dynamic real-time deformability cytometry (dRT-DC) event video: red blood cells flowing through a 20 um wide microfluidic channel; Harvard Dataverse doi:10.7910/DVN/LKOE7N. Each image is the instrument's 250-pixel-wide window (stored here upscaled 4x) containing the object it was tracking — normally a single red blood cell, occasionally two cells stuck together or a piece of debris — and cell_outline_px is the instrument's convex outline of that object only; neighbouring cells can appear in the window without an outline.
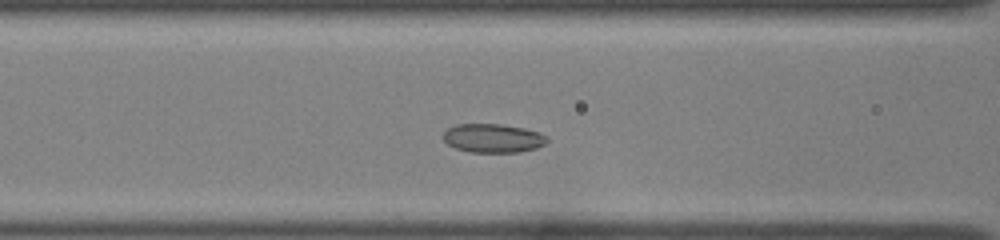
{"species": "common noctule bat (a hibernating species)", "species_latin": "Nyctalus noctula", "temperature_condition": "room temperature", "stored_images_in_passage": 39, "camera_frame_rate_fps": 3000, "um_per_image_px": 0.085, "animal": {"sex": "female", "body_mass_g": 22.0, "forearm_length_mm": 56.7}, "frame": {"image": 1, "passage_image": 11, "time_ms": 3.333, "image_size_px": [1000, 240], "cell_outline_px": [[548, 140], [544, 144], [536, 148], [520, 152], [468, 152], [456, 148], [448, 144], [444, 140], [444, 132], [448, 128], [456, 124], [504, 124], [524, 128], [540, 132], [548, 136]], "centroid_in_image_um": [41.93, 11.74], "position_along_channel_um": 124.7, "area_um2": 17.51}}
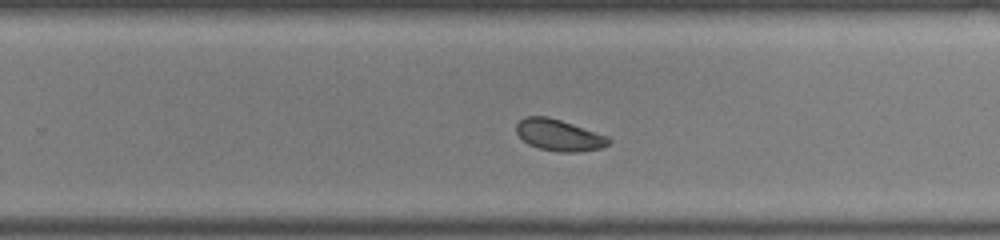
{"frame": {"image": 2, "passage_image": 23, "time_ms": 7.333, "image_size_px": [1000, 240], "cell_outline_px": [[612, 140], [608, 144], [600, 148], [580, 152], [556, 152], [540, 148], [528, 144], [516, 132], [516, 124], [524, 116], [548, 116], [608, 136]], "centroid_in_image_um": [47.5, 11.49], "position_along_channel_um": 282.3, "area_um2": 16.88}}
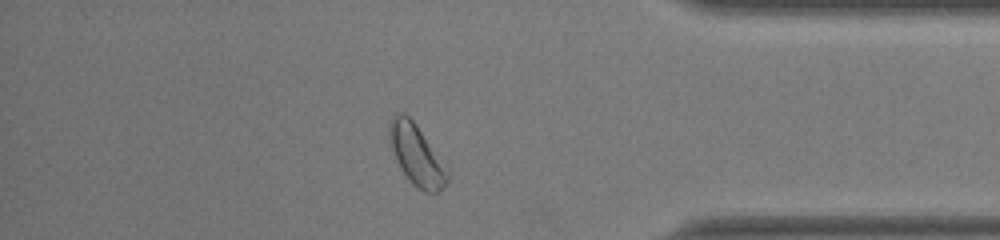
{"frame": {"image": 3, "passage_image": 33, "time_ms": 10.667, "image_size_px": [1000, 240], "cell_outline_px": [[448, 184], [440, 192], [424, 192], [416, 188], [412, 184], [396, 160], [392, 148], [388, 132], [388, 128], [392, 116], [396, 112], [404, 112], [416, 124], [448, 172]], "centroid_in_image_um": [35.38, 13.18], "position_along_channel_um": 399.8, "area_um2": 20.06}, "authors_computed_cell_mechanics": {"area_um2": 17.5712, "velocity_mm_per_s": 3.9538, "shape_relaxation_time_tau1_ms": 5.7122, "shape_relaxation_time_tau2_ms": null, "deformation_change_tau1": 0.1137, "deformation_change_tau2": null}}